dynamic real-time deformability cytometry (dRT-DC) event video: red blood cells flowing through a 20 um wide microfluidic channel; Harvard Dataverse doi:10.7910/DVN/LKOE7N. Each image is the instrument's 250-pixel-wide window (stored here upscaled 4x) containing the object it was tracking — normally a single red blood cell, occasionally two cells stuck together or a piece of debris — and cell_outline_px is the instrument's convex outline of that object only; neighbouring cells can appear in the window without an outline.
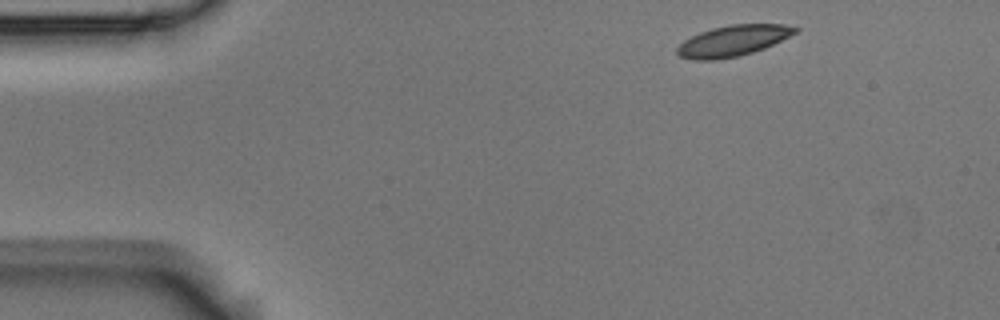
{"species": "Egyptian fruit bat (a non-hibernating species)", "species_latin": "Rousettus aegyptiacus", "temperature_condition": "room temperature", "stored_images_in_passage": 7, "camera_frame_rate_fps": 3000, "um_per_image_px": 0.085, "animal": {"sex": "male"}, "frame": {"image": 1, "passage_image": 1, "time_ms": 0.0, "image_size_px": [1000, 320], "cell_outline_px": [[800, 28], [796, 32], [764, 48], [740, 56], [716, 60], [692, 60], [680, 56], [676, 52], [676, 48], [684, 40], [700, 32], [712, 28], [728, 24], [784, 24]], "centroid_in_image_um": [62.27, 3.46], "position_along_channel_um": 22.7, "area_um2": 21.15}}
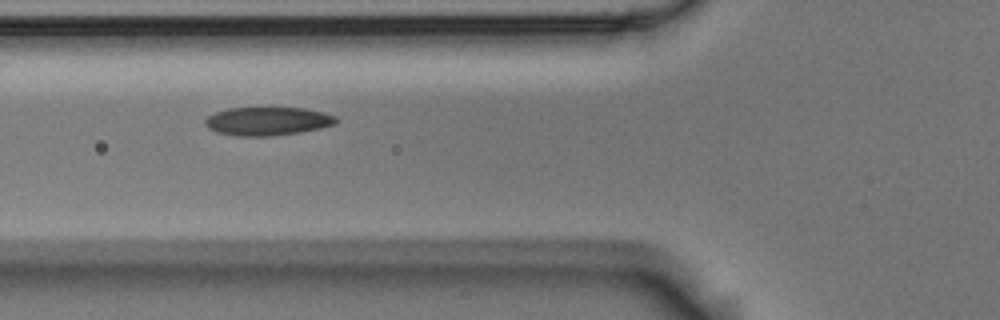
{"frame": {"image": 2, "passage_image": 4, "time_ms": 1.0, "image_size_px": [1000, 320], "cell_outline_px": [[340, 120], [336, 124], [320, 128], [300, 132], [272, 136], [236, 136], [216, 132], [208, 128], [204, 124], [204, 120], [208, 116], [216, 112], [228, 108], [304, 108], [324, 112], [336, 116]], "centroid_in_image_um": [22.76, 10.3], "position_along_channel_um": 103.0, "area_um2": 21.85}}
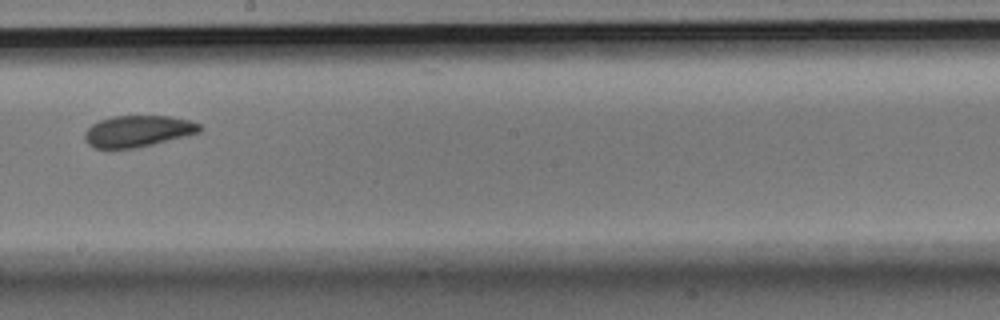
{"frame": {"image": 3, "passage_image": 7, "time_ms": 2.0, "image_size_px": [1000, 320], "cell_outline_px": [[204, 128], [200, 132], [136, 148], [96, 148], [88, 144], [84, 140], [84, 132], [92, 124], [100, 120], [112, 116], [168, 116], [188, 120], [200, 124]], "centroid_in_image_um": [11.7, 11.14], "position_along_channel_um": 236.5, "area_um2": 20.92}}